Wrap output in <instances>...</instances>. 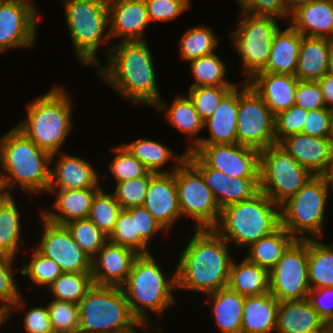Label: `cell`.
Returning <instances> with one entry per match:
<instances>
[{"label": "cell", "instance_id": "obj_38", "mask_svg": "<svg viewBox=\"0 0 333 333\" xmlns=\"http://www.w3.org/2000/svg\"><path fill=\"white\" fill-rule=\"evenodd\" d=\"M308 239V275L311 289L333 287V243Z\"/></svg>", "mask_w": 333, "mask_h": 333}, {"label": "cell", "instance_id": "obj_7", "mask_svg": "<svg viewBox=\"0 0 333 333\" xmlns=\"http://www.w3.org/2000/svg\"><path fill=\"white\" fill-rule=\"evenodd\" d=\"M154 325L140 323L132 314L122 287L94 284L79 302V333H123L137 327L151 333Z\"/></svg>", "mask_w": 333, "mask_h": 333}, {"label": "cell", "instance_id": "obj_45", "mask_svg": "<svg viewBox=\"0 0 333 333\" xmlns=\"http://www.w3.org/2000/svg\"><path fill=\"white\" fill-rule=\"evenodd\" d=\"M29 262L20 269L23 276H28L32 283L40 288H48L63 272L60 266L45 257L36 248L32 251ZM43 286V287H42Z\"/></svg>", "mask_w": 333, "mask_h": 333}, {"label": "cell", "instance_id": "obj_2", "mask_svg": "<svg viewBox=\"0 0 333 333\" xmlns=\"http://www.w3.org/2000/svg\"><path fill=\"white\" fill-rule=\"evenodd\" d=\"M176 265L177 289L204 295L227 287L231 247L214 228L196 229Z\"/></svg>", "mask_w": 333, "mask_h": 333}, {"label": "cell", "instance_id": "obj_21", "mask_svg": "<svg viewBox=\"0 0 333 333\" xmlns=\"http://www.w3.org/2000/svg\"><path fill=\"white\" fill-rule=\"evenodd\" d=\"M143 206L167 231L181 217L178 190L173 173H153Z\"/></svg>", "mask_w": 333, "mask_h": 333}, {"label": "cell", "instance_id": "obj_10", "mask_svg": "<svg viewBox=\"0 0 333 333\" xmlns=\"http://www.w3.org/2000/svg\"><path fill=\"white\" fill-rule=\"evenodd\" d=\"M235 29L230 33L232 45L241 60L244 81L262 71L269 60L272 42L279 29L277 20L269 15L242 13ZM277 20H276V19Z\"/></svg>", "mask_w": 333, "mask_h": 333}, {"label": "cell", "instance_id": "obj_27", "mask_svg": "<svg viewBox=\"0 0 333 333\" xmlns=\"http://www.w3.org/2000/svg\"><path fill=\"white\" fill-rule=\"evenodd\" d=\"M171 102L170 105H167L168 103L161 98L154 109L161 110L168 124L188 136V139L191 138L192 141L189 140L190 143L185 148L186 153L191 152L202 139V136H198V134L200 135V132L205 130L204 121L200 118L193 102L186 94L176 95Z\"/></svg>", "mask_w": 333, "mask_h": 333}, {"label": "cell", "instance_id": "obj_53", "mask_svg": "<svg viewBox=\"0 0 333 333\" xmlns=\"http://www.w3.org/2000/svg\"><path fill=\"white\" fill-rule=\"evenodd\" d=\"M308 111L302 107L292 105L275 116V138L278 144L282 139L293 134L302 133Z\"/></svg>", "mask_w": 333, "mask_h": 333}, {"label": "cell", "instance_id": "obj_20", "mask_svg": "<svg viewBox=\"0 0 333 333\" xmlns=\"http://www.w3.org/2000/svg\"><path fill=\"white\" fill-rule=\"evenodd\" d=\"M111 40L146 41L144 35L150 20L145 0H108Z\"/></svg>", "mask_w": 333, "mask_h": 333}, {"label": "cell", "instance_id": "obj_5", "mask_svg": "<svg viewBox=\"0 0 333 333\" xmlns=\"http://www.w3.org/2000/svg\"><path fill=\"white\" fill-rule=\"evenodd\" d=\"M65 86L54 85L44 95L27 104L26 117L16 127L39 148L54 154L61 152L73 129L72 98Z\"/></svg>", "mask_w": 333, "mask_h": 333}, {"label": "cell", "instance_id": "obj_68", "mask_svg": "<svg viewBox=\"0 0 333 333\" xmlns=\"http://www.w3.org/2000/svg\"><path fill=\"white\" fill-rule=\"evenodd\" d=\"M5 0H0V6L2 5V3L4 2Z\"/></svg>", "mask_w": 333, "mask_h": 333}, {"label": "cell", "instance_id": "obj_22", "mask_svg": "<svg viewBox=\"0 0 333 333\" xmlns=\"http://www.w3.org/2000/svg\"><path fill=\"white\" fill-rule=\"evenodd\" d=\"M137 256L133 250L108 241L91 260L93 283L122 287Z\"/></svg>", "mask_w": 333, "mask_h": 333}, {"label": "cell", "instance_id": "obj_58", "mask_svg": "<svg viewBox=\"0 0 333 333\" xmlns=\"http://www.w3.org/2000/svg\"><path fill=\"white\" fill-rule=\"evenodd\" d=\"M307 299L328 325L333 320V287L311 289Z\"/></svg>", "mask_w": 333, "mask_h": 333}, {"label": "cell", "instance_id": "obj_54", "mask_svg": "<svg viewBox=\"0 0 333 333\" xmlns=\"http://www.w3.org/2000/svg\"><path fill=\"white\" fill-rule=\"evenodd\" d=\"M303 134L320 138H333V111L328 108L308 111Z\"/></svg>", "mask_w": 333, "mask_h": 333}, {"label": "cell", "instance_id": "obj_64", "mask_svg": "<svg viewBox=\"0 0 333 333\" xmlns=\"http://www.w3.org/2000/svg\"><path fill=\"white\" fill-rule=\"evenodd\" d=\"M7 322V314L0 309V329Z\"/></svg>", "mask_w": 333, "mask_h": 333}, {"label": "cell", "instance_id": "obj_34", "mask_svg": "<svg viewBox=\"0 0 333 333\" xmlns=\"http://www.w3.org/2000/svg\"><path fill=\"white\" fill-rule=\"evenodd\" d=\"M128 151L141 162L150 172L159 173H173L176 171L177 167L186 160L187 153L174 155L171 148L166 146V144L160 141L151 140L148 138H137L130 143L123 144ZM172 161L176 164L172 165L174 167L169 169H164L166 164Z\"/></svg>", "mask_w": 333, "mask_h": 333}, {"label": "cell", "instance_id": "obj_32", "mask_svg": "<svg viewBox=\"0 0 333 333\" xmlns=\"http://www.w3.org/2000/svg\"><path fill=\"white\" fill-rule=\"evenodd\" d=\"M278 305L270 292L245 297L241 333H275Z\"/></svg>", "mask_w": 333, "mask_h": 333}, {"label": "cell", "instance_id": "obj_47", "mask_svg": "<svg viewBox=\"0 0 333 333\" xmlns=\"http://www.w3.org/2000/svg\"><path fill=\"white\" fill-rule=\"evenodd\" d=\"M116 154L108 163L109 172L113 175L116 183L126 180H132L138 177L145 176L149 171L139 162L122 144L114 146L111 151Z\"/></svg>", "mask_w": 333, "mask_h": 333}, {"label": "cell", "instance_id": "obj_44", "mask_svg": "<svg viewBox=\"0 0 333 333\" xmlns=\"http://www.w3.org/2000/svg\"><path fill=\"white\" fill-rule=\"evenodd\" d=\"M108 241L133 250L138 255L152 253L148 245L136 232L135 216H131L122 209L118 215L115 228L108 237Z\"/></svg>", "mask_w": 333, "mask_h": 333}, {"label": "cell", "instance_id": "obj_37", "mask_svg": "<svg viewBox=\"0 0 333 333\" xmlns=\"http://www.w3.org/2000/svg\"><path fill=\"white\" fill-rule=\"evenodd\" d=\"M19 211L12 195L0 200V255L16 258L19 247L27 244L21 239L23 227Z\"/></svg>", "mask_w": 333, "mask_h": 333}, {"label": "cell", "instance_id": "obj_66", "mask_svg": "<svg viewBox=\"0 0 333 333\" xmlns=\"http://www.w3.org/2000/svg\"><path fill=\"white\" fill-rule=\"evenodd\" d=\"M138 330H139V329H138V327H137V328H135V329H133V330L126 331V332H123V333H139ZM140 333H141V332H140Z\"/></svg>", "mask_w": 333, "mask_h": 333}, {"label": "cell", "instance_id": "obj_11", "mask_svg": "<svg viewBox=\"0 0 333 333\" xmlns=\"http://www.w3.org/2000/svg\"><path fill=\"white\" fill-rule=\"evenodd\" d=\"M313 176L278 144L260 151V191L279 206Z\"/></svg>", "mask_w": 333, "mask_h": 333}, {"label": "cell", "instance_id": "obj_49", "mask_svg": "<svg viewBox=\"0 0 333 333\" xmlns=\"http://www.w3.org/2000/svg\"><path fill=\"white\" fill-rule=\"evenodd\" d=\"M235 86H205L189 88L187 96L193 102L194 108L205 122L214 114V110L220 101Z\"/></svg>", "mask_w": 333, "mask_h": 333}, {"label": "cell", "instance_id": "obj_33", "mask_svg": "<svg viewBox=\"0 0 333 333\" xmlns=\"http://www.w3.org/2000/svg\"><path fill=\"white\" fill-rule=\"evenodd\" d=\"M210 298L211 314L221 333H241L245 296L228 286L206 295Z\"/></svg>", "mask_w": 333, "mask_h": 333}, {"label": "cell", "instance_id": "obj_15", "mask_svg": "<svg viewBox=\"0 0 333 333\" xmlns=\"http://www.w3.org/2000/svg\"><path fill=\"white\" fill-rule=\"evenodd\" d=\"M32 1L5 0L0 6V55L12 48L33 47L38 29V8Z\"/></svg>", "mask_w": 333, "mask_h": 333}, {"label": "cell", "instance_id": "obj_6", "mask_svg": "<svg viewBox=\"0 0 333 333\" xmlns=\"http://www.w3.org/2000/svg\"><path fill=\"white\" fill-rule=\"evenodd\" d=\"M280 225V206L260 191L249 200L223 208L214 229L229 245L240 248L249 247Z\"/></svg>", "mask_w": 333, "mask_h": 333}, {"label": "cell", "instance_id": "obj_46", "mask_svg": "<svg viewBox=\"0 0 333 333\" xmlns=\"http://www.w3.org/2000/svg\"><path fill=\"white\" fill-rule=\"evenodd\" d=\"M47 309L54 333H79V304L51 299Z\"/></svg>", "mask_w": 333, "mask_h": 333}, {"label": "cell", "instance_id": "obj_8", "mask_svg": "<svg viewBox=\"0 0 333 333\" xmlns=\"http://www.w3.org/2000/svg\"><path fill=\"white\" fill-rule=\"evenodd\" d=\"M61 1L74 57L77 56L80 65L97 68L101 65L97 56L100 46H104L111 39L108 28V0Z\"/></svg>", "mask_w": 333, "mask_h": 333}, {"label": "cell", "instance_id": "obj_48", "mask_svg": "<svg viewBox=\"0 0 333 333\" xmlns=\"http://www.w3.org/2000/svg\"><path fill=\"white\" fill-rule=\"evenodd\" d=\"M16 258L0 255V309L8 314L13 305L19 300L22 295L15 280L16 273L20 271L14 268Z\"/></svg>", "mask_w": 333, "mask_h": 333}, {"label": "cell", "instance_id": "obj_39", "mask_svg": "<svg viewBox=\"0 0 333 333\" xmlns=\"http://www.w3.org/2000/svg\"><path fill=\"white\" fill-rule=\"evenodd\" d=\"M190 69L194 82L189 88L205 87V86H236L238 83L229 81L226 78L228 67L226 62L221 60L219 54L202 56L189 61Z\"/></svg>", "mask_w": 333, "mask_h": 333}, {"label": "cell", "instance_id": "obj_63", "mask_svg": "<svg viewBox=\"0 0 333 333\" xmlns=\"http://www.w3.org/2000/svg\"><path fill=\"white\" fill-rule=\"evenodd\" d=\"M327 74H329L330 76L333 77V49H332V51L330 53V56H329Z\"/></svg>", "mask_w": 333, "mask_h": 333}, {"label": "cell", "instance_id": "obj_14", "mask_svg": "<svg viewBox=\"0 0 333 333\" xmlns=\"http://www.w3.org/2000/svg\"><path fill=\"white\" fill-rule=\"evenodd\" d=\"M270 293L279 302L303 300L311 288L308 275V239H295L269 271Z\"/></svg>", "mask_w": 333, "mask_h": 333}, {"label": "cell", "instance_id": "obj_3", "mask_svg": "<svg viewBox=\"0 0 333 333\" xmlns=\"http://www.w3.org/2000/svg\"><path fill=\"white\" fill-rule=\"evenodd\" d=\"M52 154L39 148L16 126L0 137V162L9 195L15 188L25 194L47 193Z\"/></svg>", "mask_w": 333, "mask_h": 333}, {"label": "cell", "instance_id": "obj_9", "mask_svg": "<svg viewBox=\"0 0 333 333\" xmlns=\"http://www.w3.org/2000/svg\"><path fill=\"white\" fill-rule=\"evenodd\" d=\"M325 181L314 175L280 206L281 225L295 239H322L326 206L330 199Z\"/></svg>", "mask_w": 333, "mask_h": 333}, {"label": "cell", "instance_id": "obj_25", "mask_svg": "<svg viewBox=\"0 0 333 333\" xmlns=\"http://www.w3.org/2000/svg\"><path fill=\"white\" fill-rule=\"evenodd\" d=\"M101 188H85L71 190H48L49 195H54L55 201L51 208H41L40 215L47 221L65 225L76 219L88 217L93 197Z\"/></svg>", "mask_w": 333, "mask_h": 333}, {"label": "cell", "instance_id": "obj_31", "mask_svg": "<svg viewBox=\"0 0 333 333\" xmlns=\"http://www.w3.org/2000/svg\"><path fill=\"white\" fill-rule=\"evenodd\" d=\"M332 49L333 40L302 36L295 76L302 81H318L327 74Z\"/></svg>", "mask_w": 333, "mask_h": 333}, {"label": "cell", "instance_id": "obj_29", "mask_svg": "<svg viewBox=\"0 0 333 333\" xmlns=\"http://www.w3.org/2000/svg\"><path fill=\"white\" fill-rule=\"evenodd\" d=\"M238 116V84L220 101L214 114L204 122L209 137L199 144H236Z\"/></svg>", "mask_w": 333, "mask_h": 333}, {"label": "cell", "instance_id": "obj_19", "mask_svg": "<svg viewBox=\"0 0 333 333\" xmlns=\"http://www.w3.org/2000/svg\"><path fill=\"white\" fill-rule=\"evenodd\" d=\"M51 162L54 166L51 168L48 190L102 188L104 186L100 185L101 179H108L106 174L100 178L90 161L78 155L68 154L67 151L52 154Z\"/></svg>", "mask_w": 333, "mask_h": 333}, {"label": "cell", "instance_id": "obj_65", "mask_svg": "<svg viewBox=\"0 0 333 333\" xmlns=\"http://www.w3.org/2000/svg\"><path fill=\"white\" fill-rule=\"evenodd\" d=\"M320 333H333V330L329 325H327Z\"/></svg>", "mask_w": 333, "mask_h": 333}, {"label": "cell", "instance_id": "obj_4", "mask_svg": "<svg viewBox=\"0 0 333 333\" xmlns=\"http://www.w3.org/2000/svg\"><path fill=\"white\" fill-rule=\"evenodd\" d=\"M122 289L132 314L140 323L152 325L147 310L161 317L177 301L173 293L177 290L176 268L165 275L152 253L138 255Z\"/></svg>", "mask_w": 333, "mask_h": 333}, {"label": "cell", "instance_id": "obj_40", "mask_svg": "<svg viewBox=\"0 0 333 333\" xmlns=\"http://www.w3.org/2000/svg\"><path fill=\"white\" fill-rule=\"evenodd\" d=\"M212 27L198 25L188 28L179 41V59L190 61L215 52L219 38Z\"/></svg>", "mask_w": 333, "mask_h": 333}, {"label": "cell", "instance_id": "obj_67", "mask_svg": "<svg viewBox=\"0 0 333 333\" xmlns=\"http://www.w3.org/2000/svg\"><path fill=\"white\" fill-rule=\"evenodd\" d=\"M333 330V320L328 324Z\"/></svg>", "mask_w": 333, "mask_h": 333}, {"label": "cell", "instance_id": "obj_41", "mask_svg": "<svg viewBox=\"0 0 333 333\" xmlns=\"http://www.w3.org/2000/svg\"><path fill=\"white\" fill-rule=\"evenodd\" d=\"M93 285L91 272H63L46 291L52 299L79 304Z\"/></svg>", "mask_w": 333, "mask_h": 333}, {"label": "cell", "instance_id": "obj_55", "mask_svg": "<svg viewBox=\"0 0 333 333\" xmlns=\"http://www.w3.org/2000/svg\"><path fill=\"white\" fill-rule=\"evenodd\" d=\"M237 4L241 7L242 13L269 15L281 20L286 18L287 21L291 13L284 0H237Z\"/></svg>", "mask_w": 333, "mask_h": 333}, {"label": "cell", "instance_id": "obj_50", "mask_svg": "<svg viewBox=\"0 0 333 333\" xmlns=\"http://www.w3.org/2000/svg\"><path fill=\"white\" fill-rule=\"evenodd\" d=\"M151 181V172L145 176L126 180L115 185L113 194L122 209L143 206L148 187Z\"/></svg>", "mask_w": 333, "mask_h": 333}, {"label": "cell", "instance_id": "obj_62", "mask_svg": "<svg viewBox=\"0 0 333 333\" xmlns=\"http://www.w3.org/2000/svg\"><path fill=\"white\" fill-rule=\"evenodd\" d=\"M9 196V193L6 190L5 187V182L3 178V172H2V167H1V162H0V200L6 198Z\"/></svg>", "mask_w": 333, "mask_h": 333}, {"label": "cell", "instance_id": "obj_23", "mask_svg": "<svg viewBox=\"0 0 333 333\" xmlns=\"http://www.w3.org/2000/svg\"><path fill=\"white\" fill-rule=\"evenodd\" d=\"M278 145L312 175H321L333 161V138L299 133L287 136Z\"/></svg>", "mask_w": 333, "mask_h": 333}, {"label": "cell", "instance_id": "obj_30", "mask_svg": "<svg viewBox=\"0 0 333 333\" xmlns=\"http://www.w3.org/2000/svg\"><path fill=\"white\" fill-rule=\"evenodd\" d=\"M287 24L286 29L280 26L276 31L268 63L260 72L296 74L302 35Z\"/></svg>", "mask_w": 333, "mask_h": 333}, {"label": "cell", "instance_id": "obj_35", "mask_svg": "<svg viewBox=\"0 0 333 333\" xmlns=\"http://www.w3.org/2000/svg\"><path fill=\"white\" fill-rule=\"evenodd\" d=\"M242 296H257L270 292L269 271L251 263L245 257L239 263L232 260L227 285Z\"/></svg>", "mask_w": 333, "mask_h": 333}, {"label": "cell", "instance_id": "obj_1", "mask_svg": "<svg viewBox=\"0 0 333 333\" xmlns=\"http://www.w3.org/2000/svg\"><path fill=\"white\" fill-rule=\"evenodd\" d=\"M147 41H122L105 45V65L96 68L101 81L136 105L154 107L161 98L156 67ZM139 103V104H138Z\"/></svg>", "mask_w": 333, "mask_h": 333}, {"label": "cell", "instance_id": "obj_60", "mask_svg": "<svg viewBox=\"0 0 333 333\" xmlns=\"http://www.w3.org/2000/svg\"><path fill=\"white\" fill-rule=\"evenodd\" d=\"M325 181L328 195L330 196L331 190H333V161L320 175ZM332 187V188H331ZM330 190V191H329Z\"/></svg>", "mask_w": 333, "mask_h": 333}, {"label": "cell", "instance_id": "obj_42", "mask_svg": "<svg viewBox=\"0 0 333 333\" xmlns=\"http://www.w3.org/2000/svg\"><path fill=\"white\" fill-rule=\"evenodd\" d=\"M105 190V191H104ZM121 206L112 192H107L103 187L93 197L88 219L106 236H110L115 228Z\"/></svg>", "mask_w": 333, "mask_h": 333}, {"label": "cell", "instance_id": "obj_51", "mask_svg": "<svg viewBox=\"0 0 333 333\" xmlns=\"http://www.w3.org/2000/svg\"><path fill=\"white\" fill-rule=\"evenodd\" d=\"M21 295L19 300L13 305L11 311L7 314V322L11 318V314L15 310L25 311L23 320V329L25 333H54L49 318L47 305L35 306L29 309L26 306L25 299ZM24 299V300H23ZM27 307V309H26Z\"/></svg>", "mask_w": 333, "mask_h": 333}, {"label": "cell", "instance_id": "obj_43", "mask_svg": "<svg viewBox=\"0 0 333 333\" xmlns=\"http://www.w3.org/2000/svg\"><path fill=\"white\" fill-rule=\"evenodd\" d=\"M65 226L71 232L74 241L91 259L108 242V236L88 218L70 221Z\"/></svg>", "mask_w": 333, "mask_h": 333}, {"label": "cell", "instance_id": "obj_28", "mask_svg": "<svg viewBox=\"0 0 333 333\" xmlns=\"http://www.w3.org/2000/svg\"><path fill=\"white\" fill-rule=\"evenodd\" d=\"M326 326L307 298L279 302L275 333H320Z\"/></svg>", "mask_w": 333, "mask_h": 333}, {"label": "cell", "instance_id": "obj_26", "mask_svg": "<svg viewBox=\"0 0 333 333\" xmlns=\"http://www.w3.org/2000/svg\"><path fill=\"white\" fill-rule=\"evenodd\" d=\"M302 36L333 40V0H312L296 7L288 22Z\"/></svg>", "mask_w": 333, "mask_h": 333}, {"label": "cell", "instance_id": "obj_17", "mask_svg": "<svg viewBox=\"0 0 333 333\" xmlns=\"http://www.w3.org/2000/svg\"><path fill=\"white\" fill-rule=\"evenodd\" d=\"M43 232L36 249L55 261L62 272H91V258L74 241L65 225H58L40 217Z\"/></svg>", "mask_w": 333, "mask_h": 333}, {"label": "cell", "instance_id": "obj_61", "mask_svg": "<svg viewBox=\"0 0 333 333\" xmlns=\"http://www.w3.org/2000/svg\"><path fill=\"white\" fill-rule=\"evenodd\" d=\"M312 0H284L286 8L292 12L296 7L311 2Z\"/></svg>", "mask_w": 333, "mask_h": 333}, {"label": "cell", "instance_id": "obj_13", "mask_svg": "<svg viewBox=\"0 0 333 333\" xmlns=\"http://www.w3.org/2000/svg\"><path fill=\"white\" fill-rule=\"evenodd\" d=\"M242 85L238 84L237 143L262 151L277 144L275 116L248 82Z\"/></svg>", "mask_w": 333, "mask_h": 333}, {"label": "cell", "instance_id": "obj_56", "mask_svg": "<svg viewBox=\"0 0 333 333\" xmlns=\"http://www.w3.org/2000/svg\"><path fill=\"white\" fill-rule=\"evenodd\" d=\"M295 105L307 111L326 108L319 82L298 80Z\"/></svg>", "mask_w": 333, "mask_h": 333}, {"label": "cell", "instance_id": "obj_12", "mask_svg": "<svg viewBox=\"0 0 333 333\" xmlns=\"http://www.w3.org/2000/svg\"><path fill=\"white\" fill-rule=\"evenodd\" d=\"M180 213L195 220L196 229L214 228L221 208L202 174L186 159L175 171Z\"/></svg>", "mask_w": 333, "mask_h": 333}, {"label": "cell", "instance_id": "obj_36", "mask_svg": "<svg viewBox=\"0 0 333 333\" xmlns=\"http://www.w3.org/2000/svg\"><path fill=\"white\" fill-rule=\"evenodd\" d=\"M295 238L280 225L272 233L251 244L245 258L251 263L270 271Z\"/></svg>", "mask_w": 333, "mask_h": 333}, {"label": "cell", "instance_id": "obj_52", "mask_svg": "<svg viewBox=\"0 0 333 333\" xmlns=\"http://www.w3.org/2000/svg\"><path fill=\"white\" fill-rule=\"evenodd\" d=\"M150 22H167L179 18L191 8V0H145Z\"/></svg>", "mask_w": 333, "mask_h": 333}, {"label": "cell", "instance_id": "obj_24", "mask_svg": "<svg viewBox=\"0 0 333 333\" xmlns=\"http://www.w3.org/2000/svg\"><path fill=\"white\" fill-rule=\"evenodd\" d=\"M298 80L295 75L258 72L247 82L276 116L295 105Z\"/></svg>", "mask_w": 333, "mask_h": 333}, {"label": "cell", "instance_id": "obj_16", "mask_svg": "<svg viewBox=\"0 0 333 333\" xmlns=\"http://www.w3.org/2000/svg\"><path fill=\"white\" fill-rule=\"evenodd\" d=\"M194 152L208 167L228 177L259 178L260 151L236 144H198Z\"/></svg>", "mask_w": 333, "mask_h": 333}, {"label": "cell", "instance_id": "obj_18", "mask_svg": "<svg viewBox=\"0 0 333 333\" xmlns=\"http://www.w3.org/2000/svg\"><path fill=\"white\" fill-rule=\"evenodd\" d=\"M186 159L202 174L221 210L231 204L249 200L260 192L259 178L228 177L208 167L194 152H188Z\"/></svg>", "mask_w": 333, "mask_h": 333}, {"label": "cell", "instance_id": "obj_57", "mask_svg": "<svg viewBox=\"0 0 333 333\" xmlns=\"http://www.w3.org/2000/svg\"><path fill=\"white\" fill-rule=\"evenodd\" d=\"M131 216H135L136 232L139 237L149 246L155 234H162L166 230L163 226L148 212L144 206L132 207L126 210Z\"/></svg>", "mask_w": 333, "mask_h": 333}, {"label": "cell", "instance_id": "obj_59", "mask_svg": "<svg viewBox=\"0 0 333 333\" xmlns=\"http://www.w3.org/2000/svg\"><path fill=\"white\" fill-rule=\"evenodd\" d=\"M318 82L322 89V95L326 108L333 110V77L329 74H324Z\"/></svg>", "mask_w": 333, "mask_h": 333}]
</instances>
